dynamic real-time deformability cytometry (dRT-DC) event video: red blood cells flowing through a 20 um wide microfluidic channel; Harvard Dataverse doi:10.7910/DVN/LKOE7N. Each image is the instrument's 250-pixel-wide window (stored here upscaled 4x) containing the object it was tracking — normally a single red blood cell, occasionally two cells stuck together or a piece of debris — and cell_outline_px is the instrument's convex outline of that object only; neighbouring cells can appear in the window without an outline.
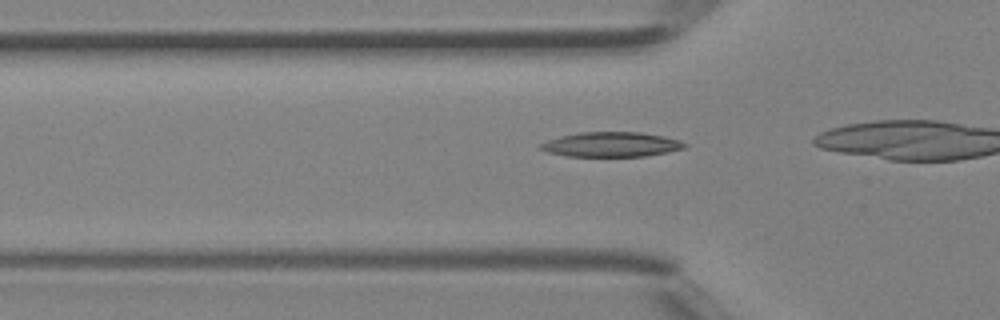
{"species": "Egyptian fruit bat (a non-hibernating species)", "species_latin": "Rousettus aegyptiacus", "temperature_condition": "room temperature", "stored_images_in_passage": 15, "camera_frame_rate_fps": 3000, "um_per_image_px": 0.085, "animal": {"sex": "female"}, "frame": {"image": 1, "passage_image": 11, "time_ms": 3.333, "image_size_px": [1000, 320], "cell_outline_px": [[688, 148], [668, 152], [644, 156], [568, 156], [548, 152], [540, 148], [540, 144], [548, 140], [560, 136], [580, 132], [640, 132], [664, 136], [680, 140], [688, 144]], "centroid_in_image_um": [52.02, 12.27], "position_along_channel_um": 73.8, "area_um2": 20.81}}